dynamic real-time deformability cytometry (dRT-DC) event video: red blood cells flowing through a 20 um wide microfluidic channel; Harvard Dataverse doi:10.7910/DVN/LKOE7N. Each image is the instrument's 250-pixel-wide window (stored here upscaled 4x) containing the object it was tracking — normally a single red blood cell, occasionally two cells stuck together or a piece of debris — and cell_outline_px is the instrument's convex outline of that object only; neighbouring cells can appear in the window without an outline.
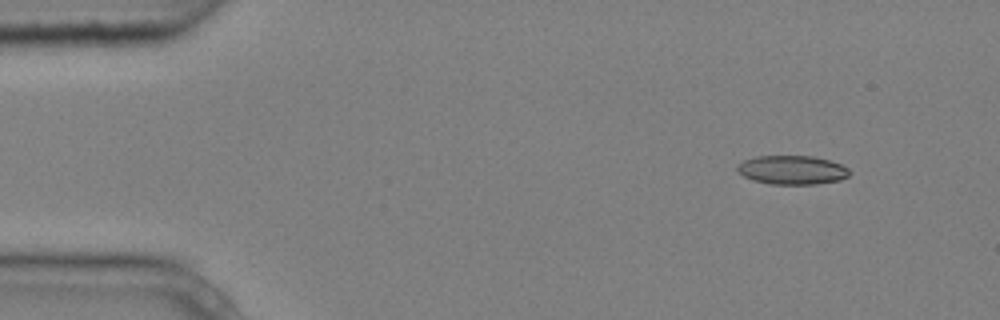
{"species": "common noctule bat (a hibernating species)", "species_latin": "Nyctalus noctula", "temperature_condition": "cold", "stored_images_in_passage": 4, "camera_frame_rate_fps": 3000, "um_per_image_px": 0.085, "animal": {"sex": "male", "body_mass_g": 20.4}, "frame": {"image": 1, "passage_image": 1, "time_ms": 0.0, "image_size_px": [1000, 320], "cell_outline_px": [[852, 172], [848, 176], [840, 180], [816, 184], [768, 184], [752, 180], [736, 172], [736, 168], [744, 160], [756, 156], [812, 156], [828, 160], [840, 164], [848, 168]], "centroid_in_image_um": [67.32, 14.45], "position_along_channel_um": 17.7, "area_um2": 18.96}}
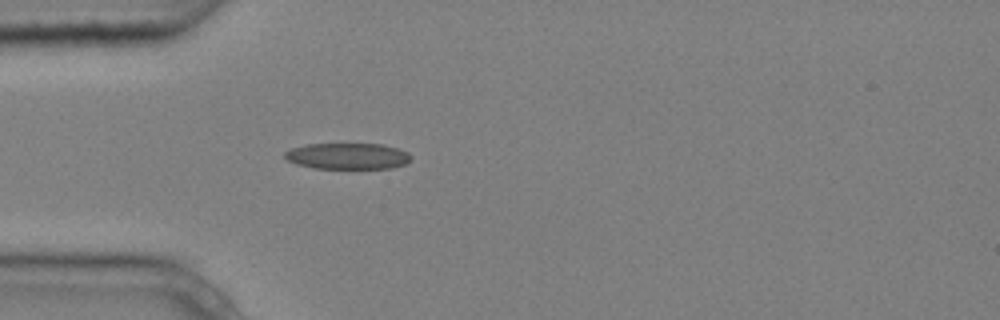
{"frame": {"image": 2, "passage_image": 4, "time_ms": 1.0, "image_size_px": [1000, 320], "cell_outline_px": [[412, 156], [404, 164], [392, 168], [316, 168], [296, 164], [288, 160], [284, 156], [284, 152], [292, 148], [308, 144], [380, 144], [396, 148], [408, 152]], "centroid_in_image_um": [29.54, 13.26], "position_along_channel_um": 55.5, "area_um2": 19.02}}